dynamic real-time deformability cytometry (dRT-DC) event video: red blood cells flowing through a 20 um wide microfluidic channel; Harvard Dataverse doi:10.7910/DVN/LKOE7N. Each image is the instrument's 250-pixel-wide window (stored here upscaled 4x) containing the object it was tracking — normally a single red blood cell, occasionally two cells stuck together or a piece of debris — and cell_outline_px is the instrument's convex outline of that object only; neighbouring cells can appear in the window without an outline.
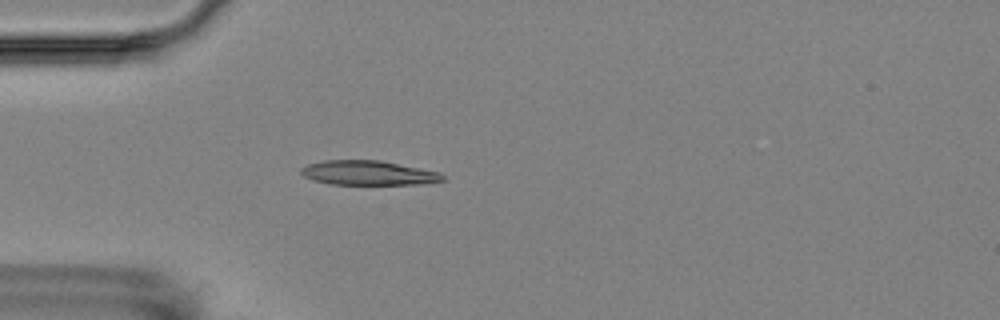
{"species": "Egyptian fruit bat (a non-hibernating species)", "species_latin": "Rousettus aegyptiacus", "temperature_condition": "room temperature", "stored_images_in_passage": 3, "camera_frame_rate_fps": 3000, "um_per_image_px": 0.085, "animal": {"sex": "female"}, "frame": {"image": 1, "passage_image": 3, "time_ms": 3.333, "image_size_px": [1000, 320], "cell_outline_px": [[444, 180], [424, 184], [328, 184], [312, 180], [304, 176], [300, 172], [300, 168], [308, 164], [324, 160], [380, 160], [440, 172], [444, 176]], "centroid_in_image_um": [31.29, 14.69], "position_along_channel_um": 53.7, "area_um2": 20.23}}